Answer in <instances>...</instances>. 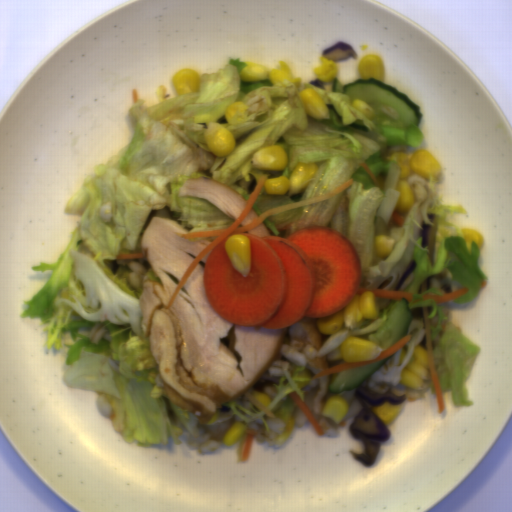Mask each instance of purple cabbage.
<instances>
[{
	"label": "purple cabbage",
	"mask_w": 512,
	"mask_h": 512,
	"mask_svg": "<svg viewBox=\"0 0 512 512\" xmlns=\"http://www.w3.org/2000/svg\"><path fill=\"white\" fill-rule=\"evenodd\" d=\"M417 263L415 260H411L408 266L405 268L399 282L395 286V291L398 292V290L401 289L402 285L404 284L405 280L410 276V274L416 269Z\"/></svg>",
	"instance_id": "purple-cabbage-4"
},
{
	"label": "purple cabbage",
	"mask_w": 512,
	"mask_h": 512,
	"mask_svg": "<svg viewBox=\"0 0 512 512\" xmlns=\"http://www.w3.org/2000/svg\"><path fill=\"white\" fill-rule=\"evenodd\" d=\"M309 84H311L312 86L314 87H318V88H321V89H325L324 88V82H322L318 77L315 78V80H309L308 82ZM326 90V89H325Z\"/></svg>",
	"instance_id": "purple-cabbage-6"
},
{
	"label": "purple cabbage",
	"mask_w": 512,
	"mask_h": 512,
	"mask_svg": "<svg viewBox=\"0 0 512 512\" xmlns=\"http://www.w3.org/2000/svg\"><path fill=\"white\" fill-rule=\"evenodd\" d=\"M321 57L329 58L331 60H334V62H335L338 60H344L348 57H352L353 59L357 60L358 54H357L356 50L351 45L341 41V42H337V43L331 45L330 47H328L327 49H325L321 53Z\"/></svg>",
	"instance_id": "purple-cabbage-3"
},
{
	"label": "purple cabbage",
	"mask_w": 512,
	"mask_h": 512,
	"mask_svg": "<svg viewBox=\"0 0 512 512\" xmlns=\"http://www.w3.org/2000/svg\"><path fill=\"white\" fill-rule=\"evenodd\" d=\"M427 217L432 225L426 224L423 220L421 224L423 229H419L418 235L422 238V247L428 246V258L431 264L434 266V248L439 219L435 213H427Z\"/></svg>",
	"instance_id": "purple-cabbage-2"
},
{
	"label": "purple cabbage",
	"mask_w": 512,
	"mask_h": 512,
	"mask_svg": "<svg viewBox=\"0 0 512 512\" xmlns=\"http://www.w3.org/2000/svg\"><path fill=\"white\" fill-rule=\"evenodd\" d=\"M431 286V278L430 276L427 277L420 285L419 289H418V293H422V292H425L427 289H429Z\"/></svg>",
	"instance_id": "purple-cabbage-5"
},
{
	"label": "purple cabbage",
	"mask_w": 512,
	"mask_h": 512,
	"mask_svg": "<svg viewBox=\"0 0 512 512\" xmlns=\"http://www.w3.org/2000/svg\"><path fill=\"white\" fill-rule=\"evenodd\" d=\"M353 395L360 402V409L350 422L348 430L363 443L364 451L363 453L350 451L356 461L368 468L375 462L382 441L391 438L388 427L378 418L369 405L383 404L385 401L396 405L402 404L406 402L408 397L406 393L402 395H395L392 392L374 393L360 384L356 386Z\"/></svg>",
	"instance_id": "purple-cabbage-1"
}]
</instances>
